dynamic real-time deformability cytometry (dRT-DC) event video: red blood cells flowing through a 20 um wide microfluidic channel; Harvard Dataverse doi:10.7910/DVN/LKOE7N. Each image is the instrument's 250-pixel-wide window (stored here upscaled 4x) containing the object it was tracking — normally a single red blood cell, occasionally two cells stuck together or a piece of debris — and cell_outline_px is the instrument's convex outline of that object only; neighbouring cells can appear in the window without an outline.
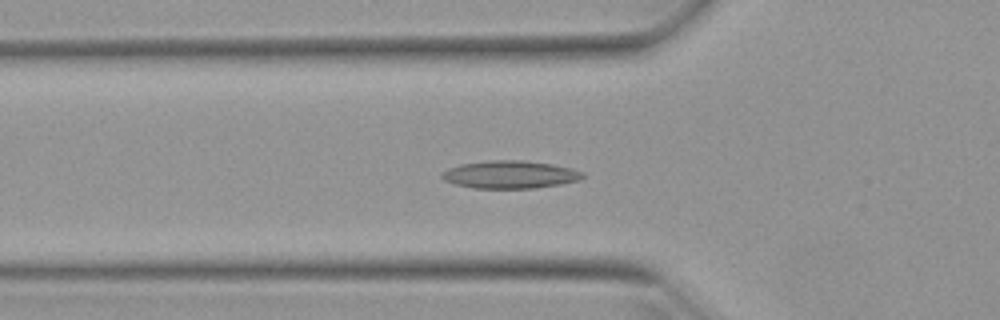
{"species": "Egyptian fruit bat (a non-hibernating species)", "species_latin": "Rousettus aegyptiacus", "temperature_condition": "warm", "stored_images_in_passage": 47, "camera_frame_rate_fps": 3000, "um_per_image_px": 0.085, "animal": {"sex": "female"}, "frame": {"image": 1, "passage_image": 12, "time_ms": 3.667, "image_size_px": [1000, 320], "cell_outline_px": [[584, 176], [580, 180], [560, 184], [536, 188], [472, 188], [456, 184], [444, 180], [440, 176], [440, 172], [448, 168], [460, 164], [488, 160], [524, 160], [552, 164], [572, 168], [584, 172]], "centroid_in_image_um": [43.34, 14.83], "position_along_channel_um": 82.5, "area_um2": 22.95}}
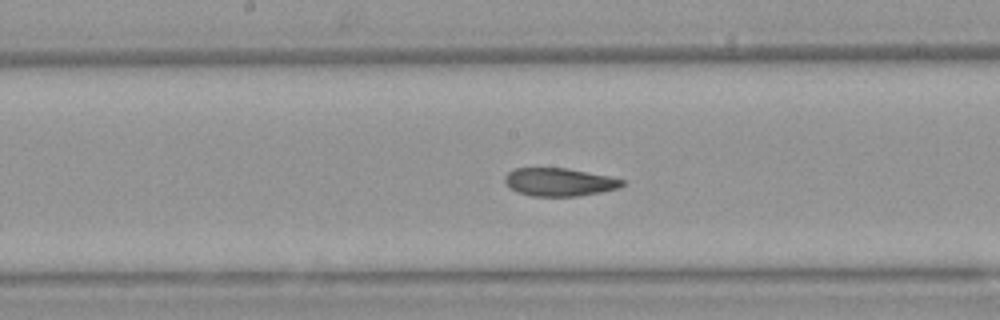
{"frame": {"image": 2, "passage_image": 21, "time_ms": 6.667, "image_size_px": [1000, 320], "cell_outline_px": [[624, 184], [616, 188], [600, 192], [576, 196], [532, 196], [516, 192], [508, 188], [504, 180], [504, 176], [508, 172], [516, 168], [568, 168], [608, 176], [624, 180]], "centroid_in_image_um": [47.47, 15.47], "position_along_channel_um": 200.7, "area_um2": 19.13}}
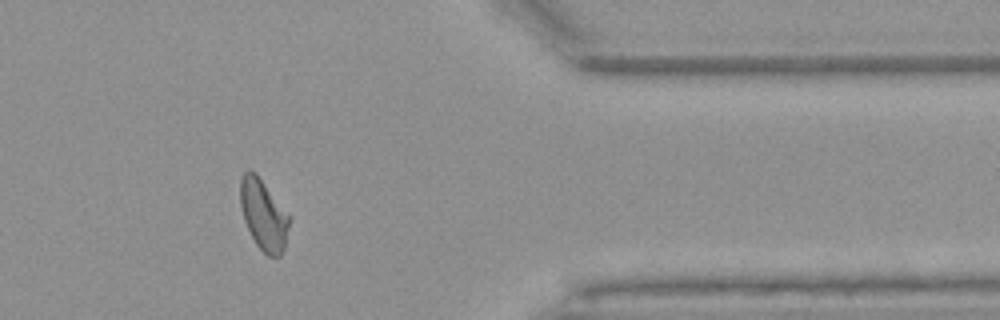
{"frame": {"image": 3, "passage_image": 37, "time_ms": 12.0, "image_size_px": [1000, 320], "cell_outline_px": [[288, 228], [284, 248], [280, 256], [268, 256], [256, 244], [244, 220], [240, 204], [240, 180], [244, 172], [248, 168], [256, 172], [288, 216]], "centroid_in_image_um": [22.35, 18.23], "position_along_channel_um": 389.0, "area_um2": 19.59}, "authors_computed_cell_mechanics": {"area_um2": 20.6346, "velocity_mm_per_s": 3.9303, "shape_relaxation_time_tau1_ms": 6.0423, "shape_relaxation_time_tau2_ms": 1.818, "deformation_change_tau1": 0.1873, "deformation_change_tau2": 0.0879}}